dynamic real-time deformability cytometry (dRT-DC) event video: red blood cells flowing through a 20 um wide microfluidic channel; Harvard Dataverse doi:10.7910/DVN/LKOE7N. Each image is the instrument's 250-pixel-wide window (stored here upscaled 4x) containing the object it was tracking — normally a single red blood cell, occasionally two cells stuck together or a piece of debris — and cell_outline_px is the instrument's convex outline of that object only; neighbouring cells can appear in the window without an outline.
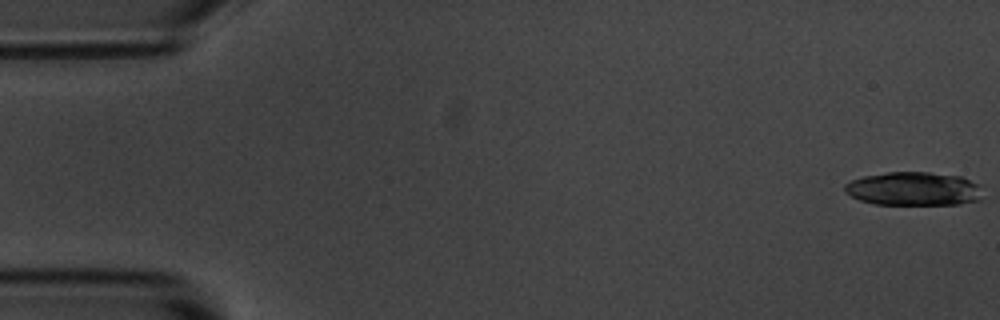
{"species": "common noctule bat (a hibernating species)", "species_latin": "Nyctalus noctula", "temperature_condition": "room temperature", "stored_images_in_passage": 17, "camera_frame_rate_fps": 3000, "um_per_image_px": 0.085, "animal": {"sex": "male", "body_mass_g": 20.1, "forearm_length_mm": 53.5}, "frame": {"image": 1, "passage_image": 1, "time_ms": 0.0, "image_size_px": [1000, 320], "cell_outline_px": [[980, 200], [960, 204], [876, 204], [860, 200], [844, 192], [844, 184], [852, 180], [864, 176], [888, 172], [928, 172], [960, 176], [980, 184]], "centroid_in_image_um": [77.66, 16.04], "position_along_channel_um": 7.3, "area_um2": 26.93}}
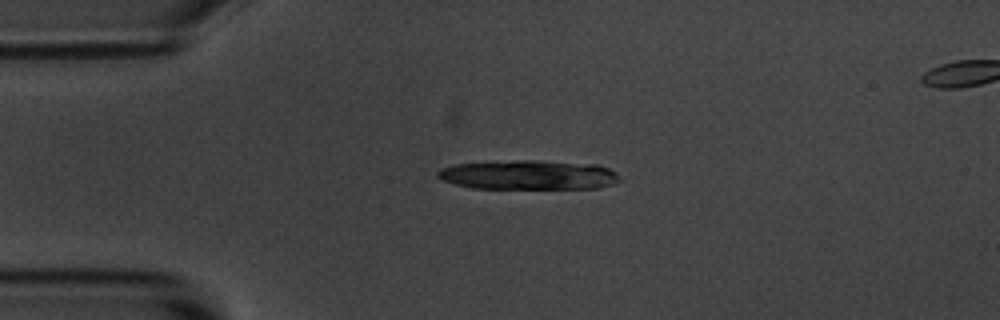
{"frame": {"image": 2, "passage_image": 13, "time_ms": 4.0, "image_size_px": [1000, 320], "cell_outline_px": [[620, 180], [612, 184], [600, 188], [472, 188], [456, 184], [444, 180], [436, 176], [436, 172], [440, 168], [456, 164], [520, 160], [540, 160], [596, 164], [608, 168]], "centroid_in_image_um": [44.9, 14.86], "position_along_channel_um": 40.1, "area_um2": 30.92}}